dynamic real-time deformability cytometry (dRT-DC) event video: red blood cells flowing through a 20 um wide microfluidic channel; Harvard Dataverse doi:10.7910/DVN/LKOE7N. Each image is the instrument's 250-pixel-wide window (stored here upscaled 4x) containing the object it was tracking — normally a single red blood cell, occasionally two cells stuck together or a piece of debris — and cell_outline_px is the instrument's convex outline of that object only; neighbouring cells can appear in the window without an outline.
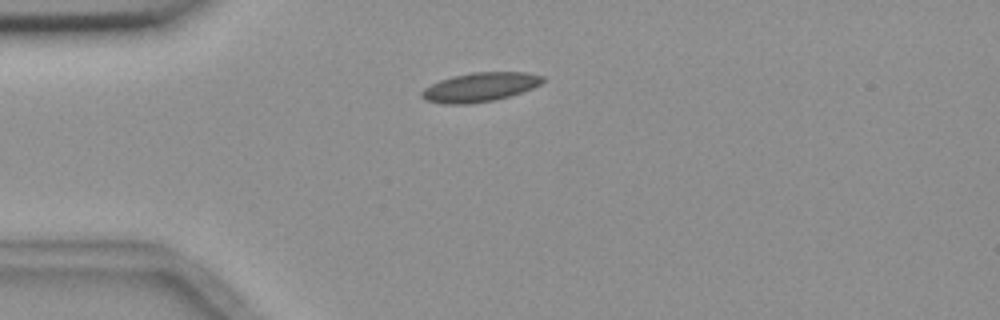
{"species": "common noctule bat (a hibernating species)", "species_latin": "Nyctalus noctula", "temperature_condition": "room temperature", "stored_images_in_passage": 5, "camera_frame_rate_fps": 3000, "um_per_image_px": 0.085, "animal": {"sex": "female", "body_mass_g": 18.4}, "frame": {"image": 1, "passage_image": 1, "time_ms": 0.0, "image_size_px": [1000, 320], "cell_outline_px": [[544, 80], [540, 84], [532, 88], [508, 96], [492, 100], [468, 104], [444, 104], [424, 100], [420, 96], [420, 92], [424, 88], [440, 80], [452, 76], [472, 72], [528, 72], [544, 76]], "centroid_in_image_um": [40.76, 7.4], "position_along_channel_um": 44.2, "area_um2": 20.46}}
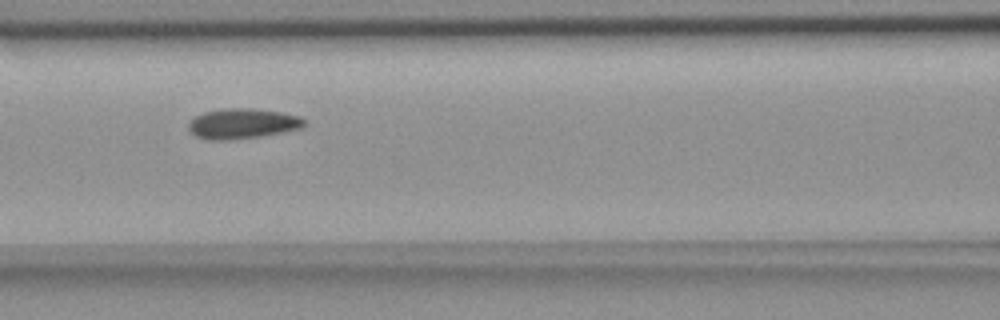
{"frame": {"image": 2, "passage_image": 4, "time_ms": 3.333, "image_size_px": [1000, 320], "cell_outline_px": [[304, 124], [300, 128], [260, 136], [228, 140], [208, 140], [196, 136], [188, 128], [188, 124], [196, 116], [204, 112], [224, 108], [252, 108], [280, 112], [300, 116], [304, 120]], "centroid_in_image_um": [20.58, 10.5], "position_along_channel_um": 146.0, "area_um2": 20.11}}
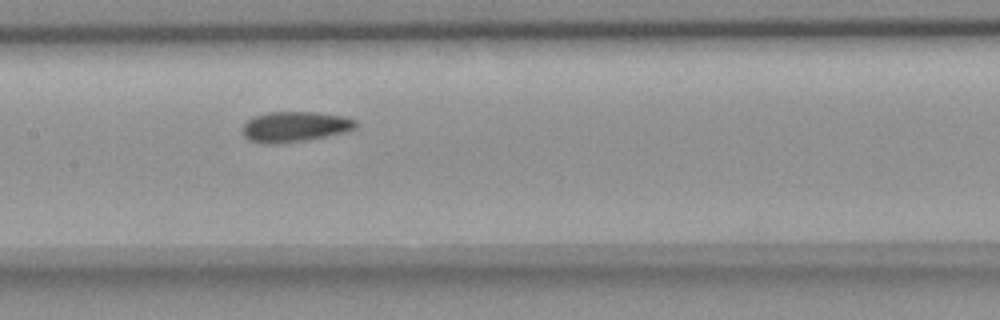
{"frame": {"image": 3, "passage_image": 5, "time_ms": 4.333, "image_size_px": [1000, 320], "cell_outline_px": [[356, 128], [344, 132], [324, 136], [300, 140], [268, 144], [264, 144], [248, 140], [240, 132], [240, 128], [252, 116], [268, 112], [312, 112], [340, 116], [356, 120]], "centroid_in_image_um": [24.96, 10.76], "position_along_channel_um": 182.4, "area_um2": 19.77}}